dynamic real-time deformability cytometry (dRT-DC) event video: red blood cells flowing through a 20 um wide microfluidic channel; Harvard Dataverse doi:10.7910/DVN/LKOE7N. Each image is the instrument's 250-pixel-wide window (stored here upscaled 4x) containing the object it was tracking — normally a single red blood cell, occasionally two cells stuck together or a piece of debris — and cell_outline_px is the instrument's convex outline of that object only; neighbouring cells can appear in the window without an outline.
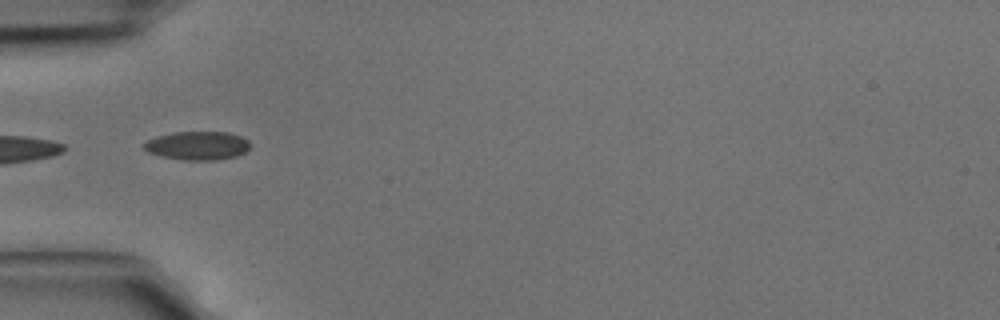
{"species": "common noctule bat (a hibernating species)", "species_latin": "Nyctalus noctula", "temperature_condition": "cold", "stored_images_in_passage": 3, "camera_frame_rate_fps": 3000, "um_per_image_px": 0.085, "animal": {"sex": "male", "body_mass_g": 15.6}, "frame": {"image": 1, "passage_image": 2, "time_ms": 0.333, "image_size_px": [1000, 320], "cell_outline_px": [[252, 144], [244, 152], [236, 156], [216, 160], [184, 160], [164, 156], [148, 152], [140, 144], [156, 136], [172, 132], [228, 132], [240, 136], [248, 140]], "centroid_in_image_um": [16.78, 12.37], "position_along_channel_um": 68.2, "area_um2": 17.69}}